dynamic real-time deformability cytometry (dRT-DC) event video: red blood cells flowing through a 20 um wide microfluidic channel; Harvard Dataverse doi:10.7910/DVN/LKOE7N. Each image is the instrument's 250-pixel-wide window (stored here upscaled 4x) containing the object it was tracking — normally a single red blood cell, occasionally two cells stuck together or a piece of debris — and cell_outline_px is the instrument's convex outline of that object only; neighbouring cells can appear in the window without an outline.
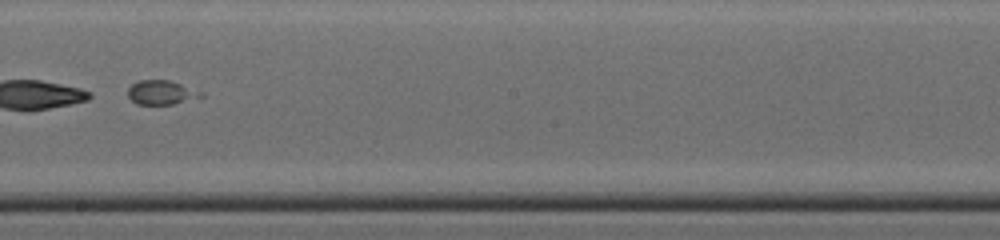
{"species": "common noctule bat (a hibernating species)", "species_latin": "Nyctalus noctula", "temperature_condition": "cold", "stored_images_in_passage": 36, "camera_frame_rate_fps": 3000, "um_per_image_px": 0.085, "animal": {"sex": "male", "body_mass_g": 19.0, "forearm_length_mm": 50.8}, "frame": {"image": 1, "passage_image": 16, "time_ms": 5.0, "image_size_px": [1000, 240], "cell_outline_px": [[204, 96], [172, 104], [136, 104], [128, 96], [128, 88], [132, 84], [140, 80], [168, 80], [204, 92]], "centroid_in_image_um": [13.71, 7.86], "position_along_channel_um": 234.5, "area_um2": 10.17}, "authors_computed_cell_mechanics": {"area_um2": 10.5196, "velocity_mm_per_s": 4.3395, "shape_relaxation_time_tau1_ms": 0.1428, "shape_relaxation_time_tau2_ms": null, "deformation_change_tau1": 0.2775, "deformation_change_tau2": null}}